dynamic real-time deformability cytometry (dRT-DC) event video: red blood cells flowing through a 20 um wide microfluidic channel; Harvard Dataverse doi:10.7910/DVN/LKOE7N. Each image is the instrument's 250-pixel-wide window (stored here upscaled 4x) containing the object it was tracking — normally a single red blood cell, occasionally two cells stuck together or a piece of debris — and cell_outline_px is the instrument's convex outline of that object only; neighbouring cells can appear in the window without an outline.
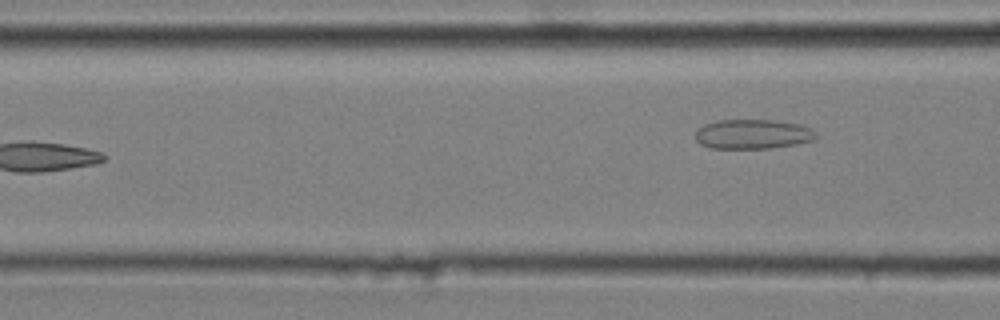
{"species": "common noctule bat (a hibernating species)", "species_latin": "Nyctalus noctula", "temperature_condition": "cold", "stored_images_in_passage": 7, "camera_frame_rate_fps": 3000, "um_per_image_px": 0.085, "animal": {"sex": "male", "body_mass_g": 20.4}, "frame": {"image": 1, "passage_image": 7, "time_ms": 2.0, "image_size_px": [1000, 320], "cell_outline_px": [[820, 136], [816, 140], [796, 144], [772, 148], [712, 148], [700, 144], [696, 140], [696, 132], [704, 124], [720, 120], [772, 120], [800, 124], [812, 128]], "centroid_in_image_um": [64.06, 11.4], "position_along_channel_um": 102.5, "area_um2": 20.92}}